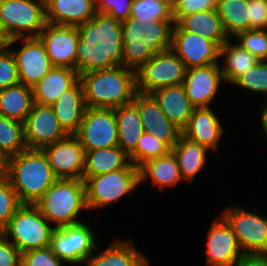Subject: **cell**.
Here are the masks:
<instances>
[{
	"mask_svg": "<svg viewBox=\"0 0 267 266\" xmlns=\"http://www.w3.org/2000/svg\"><path fill=\"white\" fill-rule=\"evenodd\" d=\"M233 266H267V254H244Z\"/></svg>",
	"mask_w": 267,
	"mask_h": 266,
	"instance_id": "cell-47",
	"label": "cell"
},
{
	"mask_svg": "<svg viewBox=\"0 0 267 266\" xmlns=\"http://www.w3.org/2000/svg\"><path fill=\"white\" fill-rule=\"evenodd\" d=\"M5 169V160L0 155V175L4 174Z\"/></svg>",
	"mask_w": 267,
	"mask_h": 266,
	"instance_id": "cell-51",
	"label": "cell"
},
{
	"mask_svg": "<svg viewBox=\"0 0 267 266\" xmlns=\"http://www.w3.org/2000/svg\"><path fill=\"white\" fill-rule=\"evenodd\" d=\"M34 205L55 228L81 223L76 216L87 209L84 180L57 179Z\"/></svg>",
	"mask_w": 267,
	"mask_h": 266,
	"instance_id": "cell-5",
	"label": "cell"
},
{
	"mask_svg": "<svg viewBox=\"0 0 267 266\" xmlns=\"http://www.w3.org/2000/svg\"><path fill=\"white\" fill-rule=\"evenodd\" d=\"M133 0H95L96 12L106 13L115 17L119 22L130 17Z\"/></svg>",
	"mask_w": 267,
	"mask_h": 266,
	"instance_id": "cell-44",
	"label": "cell"
},
{
	"mask_svg": "<svg viewBox=\"0 0 267 266\" xmlns=\"http://www.w3.org/2000/svg\"><path fill=\"white\" fill-rule=\"evenodd\" d=\"M221 217L237 237L244 254H267V218L242 208H227Z\"/></svg>",
	"mask_w": 267,
	"mask_h": 266,
	"instance_id": "cell-12",
	"label": "cell"
},
{
	"mask_svg": "<svg viewBox=\"0 0 267 266\" xmlns=\"http://www.w3.org/2000/svg\"><path fill=\"white\" fill-rule=\"evenodd\" d=\"M184 31L201 35L219 47H221L230 37L224 31L220 17L216 10L199 11L184 16L177 23Z\"/></svg>",
	"mask_w": 267,
	"mask_h": 266,
	"instance_id": "cell-27",
	"label": "cell"
},
{
	"mask_svg": "<svg viewBox=\"0 0 267 266\" xmlns=\"http://www.w3.org/2000/svg\"><path fill=\"white\" fill-rule=\"evenodd\" d=\"M261 123L267 137V103L261 108Z\"/></svg>",
	"mask_w": 267,
	"mask_h": 266,
	"instance_id": "cell-49",
	"label": "cell"
},
{
	"mask_svg": "<svg viewBox=\"0 0 267 266\" xmlns=\"http://www.w3.org/2000/svg\"><path fill=\"white\" fill-rule=\"evenodd\" d=\"M74 136L85 151L118 145V125L114 109L86 107Z\"/></svg>",
	"mask_w": 267,
	"mask_h": 266,
	"instance_id": "cell-10",
	"label": "cell"
},
{
	"mask_svg": "<svg viewBox=\"0 0 267 266\" xmlns=\"http://www.w3.org/2000/svg\"><path fill=\"white\" fill-rule=\"evenodd\" d=\"M249 30H267V2L248 0Z\"/></svg>",
	"mask_w": 267,
	"mask_h": 266,
	"instance_id": "cell-45",
	"label": "cell"
},
{
	"mask_svg": "<svg viewBox=\"0 0 267 266\" xmlns=\"http://www.w3.org/2000/svg\"><path fill=\"white\" fill-rule=\"evenodd\" d=\"M79 80L75 69L53 67L38 83L32 87L33 102L52 105L59 96Z\"/></svg>",
	"mask_w": 267,
	"mask_h": 266,
	"instance_id": "cell-25",
	"label": "cell"
},
{
	"mask_svg": "<svg viewBox=\"0 0 267 266\" xmlns=\"http://www.w3.org/2000/svg\"><path fill=\"white\" fill-rule=\"evenodd\" d=\"M133 102L137 105L144 132L154 135L172 149L182 131L164 115L154 97L137 92Z\"/></svg>",
	"mask_w": 267,
	"mask_h": 266,
	"instance_id": "cell-19",
	"label": "cell"
},
{
	"mask_svg": "<svg viewBox=\"0 0 267 266\" xmlns=\"http://www.w3.org/2000/svg\"><path fill=\"white\" fill-rule=\"evenodd\" d=\"M32 87L22 83L0 90V115L24 122L33 105Z\"/></svg>",
	"mask_w": 267,
	"mask_h": 266,
	"instance_id": "cell-31",
	"label": "cell"
},
{
	"mask_svg": "<svg viewBox=\"0 0 267 266\" xmlns=\"http://www.w3.org/2000/svg\"><path fill=\"white\" fill-rule=\"evenodd\" d=\"M216 11L228 37L249 30L248 0H217Z\"/></svg>",
	"mask_w": 267,
	"mask_h": 266,
	"instance_id": "cell-34",
	"label": "cell"
},
{
	"mask_svg": "<svg viewBox=\"0 0 267 266\" xmlns=\"http://www.w3.org/2000/svg\"><path fill=\"white\" fill-rule=\"evenodd\" d=\"M223 134L219 119L210 107L194 108L182 136L199 143L208 150L218 151V141Z\"/></svg>",
	"mask_w": 267,
	"mask_h": 266,
	"instance_id": "cell-21",
	"label": "cell"
},
{
	"mask_svg": "<svg viewBox=\"0 0 267 266\" xmlns=\"http://www.w3.org/2000/svg\"><path fill=\"white\" fill-rule=\"evenodd\" d=\"M161 3L165 4L172 11L177 6L179 0H159Z\"/></svg>",
	"mask_w": 267,
	"mask_h": 266,
	"instance_id": "cell-50",
	"label": "cell"
},
{
	"mask_svg": "<svg viewBox=\"0 0 267 266\" xmlns=\"http://www.w3.org/2000/svg\"><path fill=\"white\" fill-rule=\"evenodd\" d=\"M151 95L170 122L182 131L195 108L188 99L183 84L156 89Z\"/></svg>",
	"mask_w": 267,
	"mask_h": 266,
	"instance_id": "cell-23",
	"label": "cell"
},
{
	"mask_svg": "<svg viewBox=\"0 0 267 266\" xmlns=\"http://www.w3.org/2000/svg\"><path fill=\"white\" fill-rule=\"evenodd\" d=\"M75 70L85 72L123 66L122 26L115 17L101 12L77 26Z\"/></svg>",
	"mask_w": 267,
	"mask_h": 266,
	"instance_id": "cell-1",
	"label": "cell"
},
{
	"mask_svg": "<svg viewBox=\"0 0 267 266\" xmlns=\"http://www.w3.org/2000/svg\"><path fill=\"white\" fill-rule=\"evenodd\" d=\"M49 222L35 205L22 204L11 217L6 228L1 232L6 238L12 236L11 242L21 253L45 248L55 227Z\"/></svg>",
	"mask_w": 267,
	"mask_h": 266,
	"instance_id": "cell-6",
	"label": "cell"
},
{
	"mask_svg": "<svg viewBox=\"0 0 267 266\" xmlns=\"http://www.w3.org/2000/svg\"><path fill=\"white\" fill-rule=\"evenodd\" d=\"M51 107L64 131L68 135H74L81 125L86 109L81 81L78 80L71 88L63 92Z\"/></svg>",
	"mask_w": 267,
	"mask_h": 266,
	"instance_id": "cell-22",
	"label": "cell"
},
{
	"mask_svg": "<svg viewBox=\"0 0 267 266\" xmlns=\"http://www.w3.org/2000/svg\"><path fill=\"white\" fill-rule=\"evenodd\" d=\"M23 123L28 149H42L68 136L60 126L51 105L33 103Z\"/></svg>",
	"mask_w": 267,
	"mask_h": 266,
	"instance_id": "cell-14",
	"label": "cell"
},
{
	"mask_svg": "<svg viewBox=\"0 0 267 266\" xmlns=\"http://www.w3.org/2000/svg\"><path fill=\"white\" fill-rule=\"evenodd\" d=\"M40 3L46 5L48 2H50L51 0H38Z\"/></svg>",
	"mask_w": 267,
	"mask_h": 266,
	"instance_id": "cell-52",
	"label": "cell"
},
{
	"mask_svg": "<svg viewBox=\"0 0 267 266\" xmlns=\"http://www.w3.org/2000/svg\"><path fill=\"white\" fill-rule=\"evenodd\" d=\"M22 253L0 233V266H21Z\"/></svg>",
	"mask_w": 267,
	"mask_h": 266,
	"instance_id": "cell-46",
	"label": "cell"
},
{
	"mask_svg": "<svg viewBox=\"0 0 267 266\" xmlns=\"http://www.w3.org/2000/svg\"><path fill=\"white\" fill-rule=\"evenodd\" d=\"M207 266H233L243 255L237 237L220 217L216 219L207 236Z\"/></svg>",
	"mask_w": 267,
	"mask_h": 266,
	"instance_id": "cell-18",
	"label": "cell"
},
{
	"mask_svg": "<svg viewBox=\"0 0 267 266\" xmlns=\"http://www.w3.org/2000/svg\"><path fill=\"white\" fill-rule=\"evenodd\" d=\"M89 108L115 109L133 102L136 71L124 66L85 72L79 76Z\"/></svg>",
	"mask_w": 267,
	"mask_h": 266,
	"instance_id": "cell-3",
	"label": "cell"
},
{
	"mask_svg": "<svg viewBox=\"0 0 267 266\" xmlns=\"http://www.w3.org/2000/svg\"><path fill=\"white\" fill-rule=\"evenodd\" d=\"M129 18L141 23L174 21L172 10L159 0H133Z\"/></svg>",
	"mask_w": 267,
	"mask_h": 266,
	"instance_id": "cell-36",
	"label": "cell"
},
{
	"mask_svg": "<svg viewBox=\"0 0 267 266\" xmlns=\"http://www.w3.org/2000/svg\"><path fill=\"white\" fill-rule=\"evenodd\" d=\"M207 148L192 142L182 135L171 149L175 155L183 180L193 181L195 175L204 167Z\"/></svg>",
	"mask_w": 267,
	"mask_h": 266,
	"instance_id": "cell-32",
	"label": "cell"
},
{
	"mask_svg": "<svg viewBox=\"0 0 267 266\" xmlns=\"http://www.w3.org/2000/svg\"><path fill=\"white\" fill-rule=\"evenodd\" d=\"M129 156L117 145L85 151L84 175L95 176L126 168Z\"/></svg>",
	"mask_w": 267,
	"mask_h": 266,
	"instance_id": "cell-28",
	"label": "cell"
},
{
	"mask_svg": "<svg viewBox=\"0 0 267 266\" xmlns=\"http://www.w3.org/2000/svg\"><path fill=\"white\" fill-rule=\"evenodd\" d=\"M173 23H141L135 18L122 21L123 66L137 71L152 56L171 49Z\"/></svg>",
	"mask_w": 267,
	"mask_h": 266,
	"instance_id": "cell-4",
	"label": "cell"
},
{
	"mask_svg": "<svg viewBox=\"0 0 267 266\" xmlns=\"http://www.w3.org/2000/svg\"><path fill=\"white\" fill-rule=\"evenodd\" d=\"M18 40L19 38L12 39L6 32L2 23L0 22V51L9 49V46L11 47L14 44V42H17Z\"/></svg>",
	"mask_w": 267,
	"mask_h": 266,
	"instance_id": "cell-48",
	"label": "cell"
},
{
	"mask_svg": "<svg viewBox=\"0 0 267 266\" xmlns=\"http://www.w3.org/2000/svg\"><path fill=\"white\" fill-rule=\"evenodd\" d=\"M62 262L49 246L24 252L21 257V266H62Z\"/></svg>",
	"mask_w": 267,
	"mask_h": 266,
	"instance_id": "cell-42",
	"label": "cell"
},
{
	"mask_svg": "<svg viewBox=\"0 0 267 266\" xmlns=\"http://www.w3.org/2000/svg\"><path fill=\"white\" fill-rule=\"evenodd\" d=\"M94 232L84 222L55 228L49 247L63 262L85 263L97 248Z\"/></svg>",
	"mask_w": 267,
	"mask_h": 266,
	"instance_id": "cell-11",
	"label": "cell"
},
{
	"mask_svg": "<svg viewBox=\"0 0 267 266\" xmlns=\"http://www.w3.org/2000/svg\"><path fill=\"white\" fill-rule=\"evenodd\" d=\"M16 192L11 186L9 179L0 175V233L6 228L9 220L21 206Z\"/></svg>",
	"mask_w": 267,
	"mask_h": 266,
	"instance_id": "cell-38",
	"label": "cell"
},
{
	"mask_svg": "<svg viewBox=\"0 0 267 266\" xmlns=\"http://www.w3.org/2000/svg\"><path fill=\"white\" fill-rule=\"evenodd\" d=\"M38 38L43 43L54 67L75 69L79 40L77 26L55 25L47 22Z\"/></svg>",
	"mask_w": 267,
	"mask_h": 266,
	"instance_id": "cell-15",
	"label": "cell"
},
{
	"mask_svg": "<svg viewBox=\"0 0 267 266\" xmlns=\"http://www.w3.org/2000/svg\"><path fill=\"white\" fill-rule=\"evenodd\" d=\"M27 149L24 123L0 115V155L6 160Z\"/></svg>",
	"mask_w": 267,
	"mask_h": 266,
	"instance_id": "cell-35",
	"label": "cell"
},
{
	"mask_svg": "<svg viewBox=\"0 0 267 266\" xmlns=\"http://www.w3.org/2000/svg\"><path fill=\"white\" fill-rule=\"evenodd\" d=\"M186 68L179 57L171 50L152 56L136 71V90L151 94L154 90L183 84Z\"/></svg>",
	"mask_w": 267,
	"mask_h": 266,
	"instance_id": "cell-9",
	"label": "cell"
},
{
	"mask_svg": "<svg viewBox=\"0 0 267 266\" xmlns=\"http://www.w3.org/2000/svg\"><path fill=\"white\" fill-rule=\"evenodd\" d=\"M24 43L20 50H11L14 55L20 83L33 87L54 66L38 37L19 38Z\"/></svg>",
	"mask_w": 267,
	"mask_h": 266,
	"instance_id": "cell-17",
	"label": "cell"
},
{
	"mask_svg": "<svg viewBox=\"0 0 267 266\" xmlns=\"http://www.w3.org/2000/svg\"><path fill=\"white\" fill-rule=\"evenodd\" d=\"M20 83L12 51H0V90Z\"/></svg>",
	"mask_w": 267,
	"mask_h": 266,
	"instance_id": "cell-41",
	"label": "cell"
},
{
	"mask_svg": "<svg viewBox=\"0 0 267 266\" xmlns=\"http://www.w3.org/2000/svg\"><path fill=\"white\" fill-rule=\"evenodd\" d=\"M222 70L218 64L186 69L183 86L186 95L195 108L210 107L222 82Z\"/></svg>",
	"mask_w": 267,
	"mask_h": 266,
	"instance_id": "cell-20",
	"label": "cell"
},
{
	"mask_svg": "<svg viewBox=\"0 0 267 266\" xmlns=\"http://www.w3.org/2000/svg\"><path fill=\"white\" fill-rule=\"evenodd\" d=\"M151 178L160 189L175 186L183 180L177 159L172 151L159 158L151 159L139 167L140 183Z\"/></svg>",
	"mask_w": 267,
	"mask_h": 266,
	"instance_id": "cell-29",
	"label": "cell"
},
{
	"mask_svg": "<svg viewBox=\"0 0 267 266\" xmlns=\"http://www.w3.org/2000/svg\"><path fill=\"white\" fill-rule=\"evenodd\" d=\"M233 84L254 93L267 94V60H259L253 68L239 76Z\"/></svg>",
	"mask_w": 267,
	"mask_h": 266,
	"instance_id": "cell-39",
	"label": "cell"
},
{
	"mask_svg": "<svg viewBox=\"0 0 267 266\" xmlns=\"http://www.w3.org/2000/svg\"><path fill=\"white\" fill-rule=\"evenodd\" d=\"M217 0H179L172 11L174 23H178L184 16L199 11L216 10Z\"/></svg>",
	"mask_w": 267,
	"mask_h": 266,
	"instance_id": "cell-43",
	"label": "cell"
},
{
	"mask_svg": "<svg viewBox=\"0 0 267 266\" xmlns=\"http://www.w3.org/2000/svg\"><path fill=\"white\" fill-rule=\"evenodd\" d=\"M171 149L154 135L143 132L136 149L129 155L130 162L138 168L145 162L168 154Z\"/></svg>",
	"mask_w": 267,
	"mask_h": 266,
	"instance_id": "cell-37",
	"label": "cell"
},
{
	"mask_svg": "<svg viewBox=\"0 0 267 266\" xmlns=\"http://www.w3.org/2000/svg\"><path fill=\"white\" fill-rule=\"evenodd\" d=\"M57 179L83 180L85 150L74 135L42 148Z\"/></svg>",
	"mask_w": 267,
	"mask_h": 266,
	"instance_id": "cell-16",
	"label": "cell"
},
{
	"mask_svg": "<svg viewBox=\"0 0 267 266\" xmlns=\"http://www.w3.org/2000/svg\"><path fill=\"white\" fill-rule=\"evenodd\" d=\"M0 22L12 39L38 37L47 24L45 5L38 0H0Z\"/></svg>",
	"mask_w": 267,
	"mask_h": 266,
	"instance_id": "cell-8",
	"label": "cell"
},
{
	"mask_svg": "<svg viewBox=\"0 0 267 266\" xmlns=\"http://www.w3.org/2000/svg\"><path fill=\"white\" fill-rule=\"evenodd\" d=\"M46 21L55 25L79 26L96 14L95 0H51L45 5Z\"/></svg>",
	"mask_w": 267,
	"mask_h": 266,
	"instance_id": "cell-24",
	"label": "cell"
},
{
	"mask_svg": "<svg viewBox=\"0 0 267 266\" xmlns=\"http://www.w3.org/2000/svg\"><path fill=\"white\" fill-rule=\"evenodd\" d=\"M171 50L184 63L186 69L218 64L220 47L213 41L191 32L184 31L174 23Z\"/></svg>",
	"mask_w": 267,
	"mask_h": 266,
	"instance_id": "cell-13",
	"label": "cell"
},
{
	"mask_svg": "<svg viewBox=\"0 0 267 266\" xmlns=\"http://www.w3.org/2000/svg\"><path fill=\"white\" fill-rule=\"evenodd\" d=\"M88 266H148V261L129 241L115 240L99 255L90 256Z\"/></svg>",
	"mask_w": 267,
	"mask_h": 266,
	"instance_id": "cell-30",
	"label": "cell"
},
{
	"mask_svg": "<svg viewBox=\"0 0 267 266\" xmlns=\"http://www.w3.org/2000/svg\"><path fill=\"white\" fill-rule=\"evenodd\" d=\"M114 110L118 125V146L129 156L144 132L141 117L134 102Z\"/></svg>",
	"mask_w": 267,
	"mask_h": 266,
	"instance_id": "cell-26",
	"label": "cell"
},
{
	"mask_svg": "<svg viewBox=\"0 0 267 266\" xmlns=\"http://www.w3.org/2000/svg\"><path fill=\"white\" fill-rule=\"evenodd\" d=\"M235 37L241 41L239 45L258 60H267L266 30H247L239 32Z\"/></svg>",
	"mask_w": 267,
	"mask_h": 266,
	"instance_id": "cell-40",
	"label": "cell"
},
{
	"mask_svg": "<svg viewBox=\"0 0 267 266\" xmlns=\"http://www.w3.org/2000/svg\"><path fill=\"white\" fill-rule=\"evenodd\" d=\"M225 57V67H221L223 79L233 83L239 76L253 68L258 58L243 49L239 43L231 44L229 39L220 47V57Z\"/></svg>",
	"mask_w": 267,
	"mask_h": 266,
	"instance_id": "cell-33",
	"label": "cell"
},
{
	"mask_svg": "<svg viewBox=\"0 0 267 266\" xmlns=\"http://www.w3.org/2000/svg\"><path fill=\"white\" fill-rule=\"evenodd\" d=\"M4 175L21 204L34 205L57 180L42 149H25L5 160Z\"/></svg>",
	"mask_w": 267,
	"mask_h": 266,
	"instance_id": "cell-2",
	"label": "cell"
},
{
	"mask_svg": "<svg viewBox=\"0 0 267 266\" xmlns=\"http://www.w3.org/2000/svg\"><path fill=\"white\" fill-rule=\"evenodd\" d=\"M86 206L105 207L133 192L140 184L139 168L130 163L126 168L102 175L83 176Z\"/></svg>",
	"mask_w": 267,
	"mask_h": 266,
	"instance_id": "cell-7",
	"label": "cell"
}]
</instances>
